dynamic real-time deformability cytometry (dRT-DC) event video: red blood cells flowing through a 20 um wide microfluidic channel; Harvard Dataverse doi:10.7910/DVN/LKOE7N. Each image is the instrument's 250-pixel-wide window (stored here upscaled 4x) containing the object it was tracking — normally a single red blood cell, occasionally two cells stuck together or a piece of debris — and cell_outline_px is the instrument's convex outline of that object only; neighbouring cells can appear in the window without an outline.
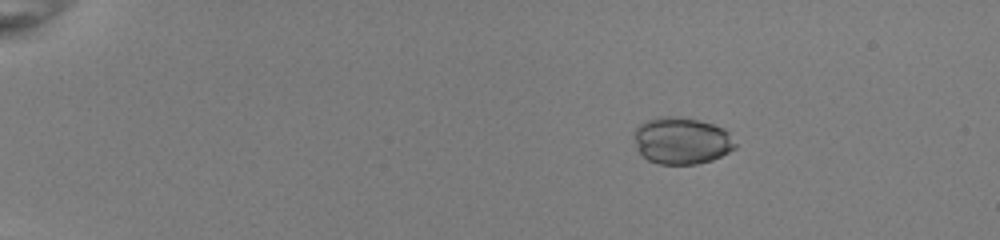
{"species": "common noctule bat (a hibernating species)", "species_latin": "Nyctalus noctula", "temperature_condition": "room temperature", "stored_images_in_passage": 53, "camera_frame_rate_fps": 3000, "um_per_image_px": 0.085, "animal": {"sex": "female", "body_mass_g": 22.0, "forearm_length_mm": 56.7}, "frame": {"image": 1, "passage_image": 10, "time_ms": 3.0, "image_size_px": [1000, 240], "cell_outline_px": [[736, 148], [712, 160], [696, 164], [660, 164], [648, 160], [640, 152], [632, 136], [632, 132], [640, 124], [648, 120], [660, 116], [676, 116], [700, 120], [724, 128], [728, 132], [736, 144]], "centroid_in_image_um": [57.93, 11.95], "position_along_channel_um": 27.1, "area_um2": 27.69}}
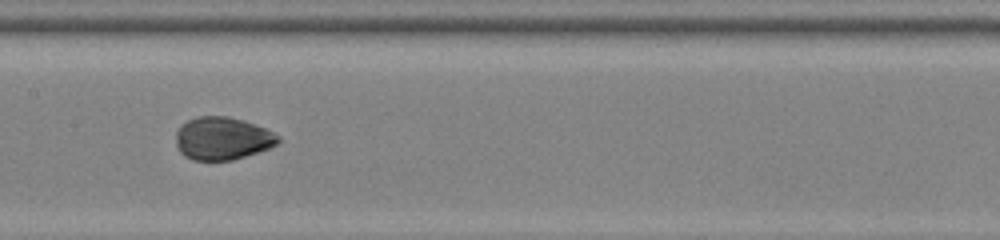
{"frame": {"image": 2, "passage_image": 30, "time_ms": 9.667, "image_size_px": [1000, 240], "cell_outline_px": [[280, 140], [276, 144], [268, 148], [232, 160], [192, 160], [184, 156], [180, 152], [176, 144], [176, 132], [188, 120], [196, 116], [228, 116], [244, 120], [264, 128], [280, 136]], "centroid_in_image_um": [18.89, 11.76], "position_along_channel_um": 188.5, "area_um2": 25.32}}
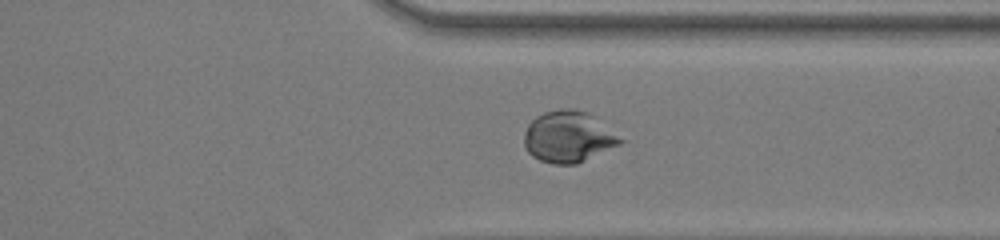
{"frame": {"image": 3, "passage_image": 43, "time_ms": 14.0, "image_size_px": [1000, 240], "cell_outline_px": [[624, 140], [620, 144], [576, 164], [552, 164], [540, 160], [532, 156], [528, 152], [524, 144], [524, 136], [528, 124], [536, 116], [544, 112], [560, 108], [572, 108], [588, 112]], "centroid_in_image_um": [48.28, 11.62], "position_along_channel_um": 363.1, "area_um2": 28.55}, "authors_computed_cell_mechanics": {"area_um2": 27.3972, "velocity_mm_per_s": 4.0267, "shape_relaxation_time_tau1_ms": 11.2874, "shape_relaxation_time_tau2_ms": null, "deformation_change_tau1": 0.2449, "deformation_change_tau2": null}}